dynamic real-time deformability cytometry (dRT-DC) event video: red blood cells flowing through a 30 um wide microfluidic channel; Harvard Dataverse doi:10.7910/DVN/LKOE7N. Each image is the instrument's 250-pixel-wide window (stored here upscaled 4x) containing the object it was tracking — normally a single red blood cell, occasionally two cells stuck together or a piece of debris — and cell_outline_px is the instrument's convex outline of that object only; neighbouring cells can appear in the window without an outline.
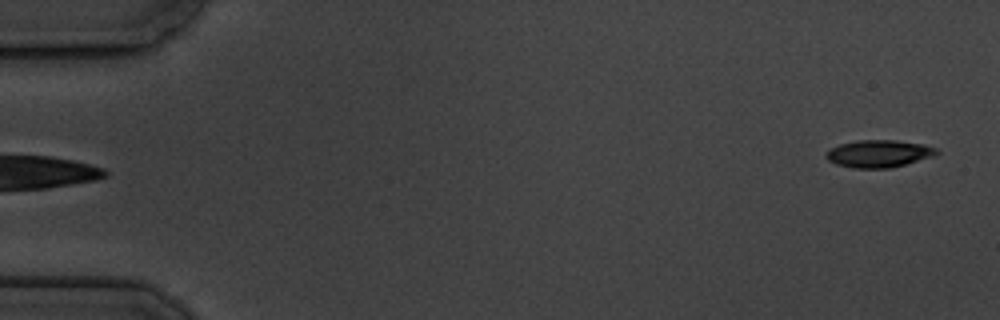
{"species": "common noctule bat (a hibernating species)", "species_latin": "Nyctalus noctula", "temperature_condition": "cold", "stored_images_in_passage": 4, "camera_frame_rate_fps": 3000, "um_per_image_px": 0.085, "animal": {"sex": "male", "body_mass_g": 19.5, "forearm_length_mm": 54.6}, "frame": {"image": 1, "passage_image": 1, "time_ms": 0.0, "image_size_px": [1000, 320], "cell_outline_px": [[940, 152], [936, 156], [892, 168], [852, 168], [836, 164], [828, 160], [824, 156], [832, 148], [840, 144], [856, 140], [896, 140], [924, 144], [936, 148]], "centroid_in_image_um": [74.75, 13.06], "position_along_channel_um": 10.3, "area_um2": 17.8}}